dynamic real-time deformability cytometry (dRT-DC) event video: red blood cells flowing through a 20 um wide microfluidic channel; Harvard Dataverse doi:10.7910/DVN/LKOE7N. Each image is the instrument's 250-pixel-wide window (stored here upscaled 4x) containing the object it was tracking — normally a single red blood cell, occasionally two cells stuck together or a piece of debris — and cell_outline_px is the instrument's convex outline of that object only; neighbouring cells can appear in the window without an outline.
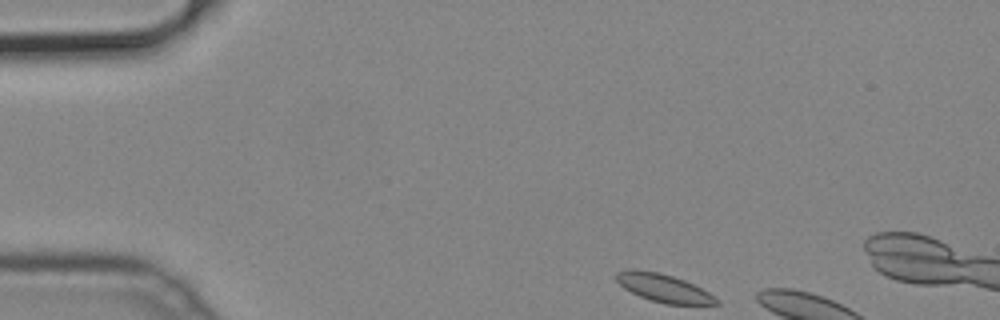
{"species": "common noctule bat (a hibernating species)", "species_latin": "Nyctalus noctula", "temperature_condition": "cold", "stored_images_in_passage": 4, "camera_frame_rate_fps": 3000, "um_per_image_px": 0.085, "animal": {"sex": "male", "body_mass_g": 19.2, "forearm_length_mm": 51.8}, "frame": {"image": 1, "passage_image": 1, "time_ms": 0.0, "image_size_px": [1000, 320], "cell_outline_px": [[720, 304], [664, 304], [640, 296], [624, 288], [616, 280], [616, 272], [656, 272], [672, 276], [684, 280], [708, 292], [720, 300]], "centroid_in_image_um": [56.49, 24.53], "position_along_channel_um": 28.5, "area_um2": 15.55}}